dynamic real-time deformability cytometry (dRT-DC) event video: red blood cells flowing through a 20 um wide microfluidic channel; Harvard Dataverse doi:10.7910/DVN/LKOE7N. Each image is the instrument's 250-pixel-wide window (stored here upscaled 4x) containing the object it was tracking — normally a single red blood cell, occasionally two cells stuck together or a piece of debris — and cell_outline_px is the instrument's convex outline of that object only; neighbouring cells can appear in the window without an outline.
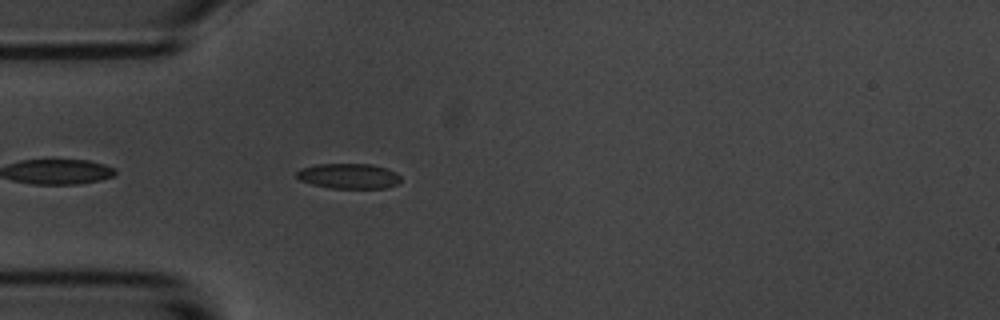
{"species": "common noctule bat (a hibernating species)", "species_latin": "Nyctalus noctula", "temperature_condition": "room temperature", "stored_images_in_passage": 23, "camera_frame_rate_fps": 3000, "um_per_image_px": 0.085, "animal": {"sex": "male", "body_mass_g": 20.1, "forearm_length_mm": 53.5}, "frame": {"image": 1, "passage_image": 3, "time_ms": 0.667, "image_size_px": [1000, 320], "cell_outline_px": [[400, 180], [396, 184], [388, 188], [328, 188], [312, 184], [300, 180], [296, 176], [296, 172], [300, 168], [316, 164], [372, 164], [388, 168], [396, 172], [400, 176]], "centroid_in_image_um": [29.64, 14.96], "position_along_channel_um": 55.4, "area_um2": 15.43}}
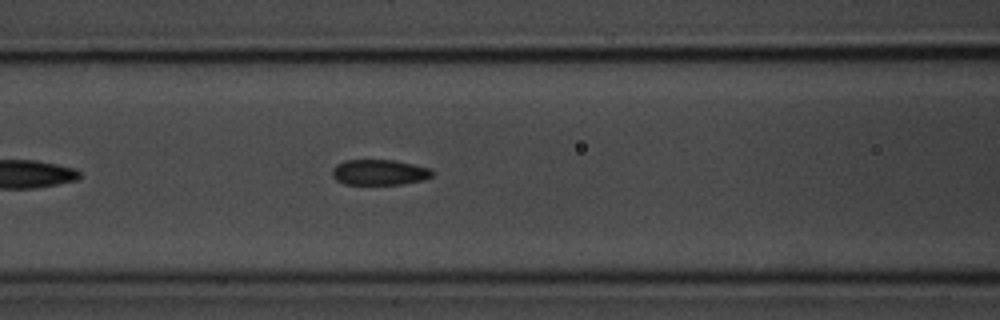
{"frame": {"image": 2, "passage_image": 10, "time_ms": 3.0, "image_size_px": [1000, 320], "cell_outline_px": [[432, 176], [420, 180], [404, 184], [344, 184], [336, 180], [332, 176], [332, 168], [336, 164], [344, 160], [396, 160], [428, 168], [432, 172]], "centroid_in_image_um": [32.18, 14.64], "position_along_channel_um": 134.4, "area_um2": 14.8}}
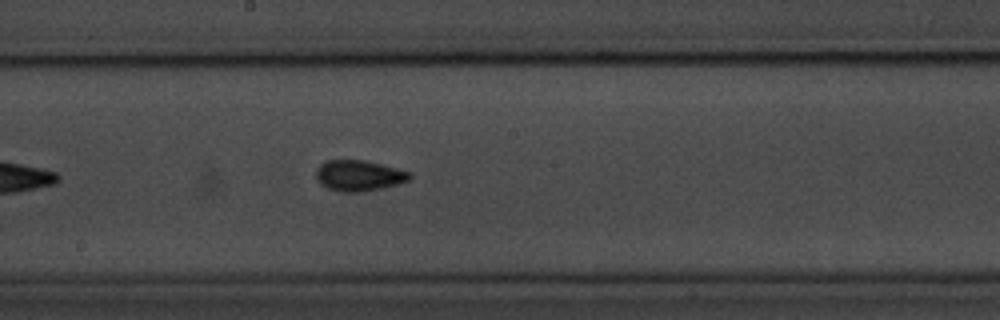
{"frame": {"image": 3, "passage_image": 17, "time_ms": 5.333, "image_size_px": [1000, 320], "cell_outline_px": [[412, 176], [408, 180], [396, 184], [380, 188], [356, 192], [344, 192], [328, 188], [320, 184], [316, 176], [316, 168], [320, 164], [328, 160], [364, 160], [396, 168], [408, 172]], "centroid_in_image_um": [30.46, 14.91], "position_along_channel_um": 217.7, "area_um2": 16.47}}